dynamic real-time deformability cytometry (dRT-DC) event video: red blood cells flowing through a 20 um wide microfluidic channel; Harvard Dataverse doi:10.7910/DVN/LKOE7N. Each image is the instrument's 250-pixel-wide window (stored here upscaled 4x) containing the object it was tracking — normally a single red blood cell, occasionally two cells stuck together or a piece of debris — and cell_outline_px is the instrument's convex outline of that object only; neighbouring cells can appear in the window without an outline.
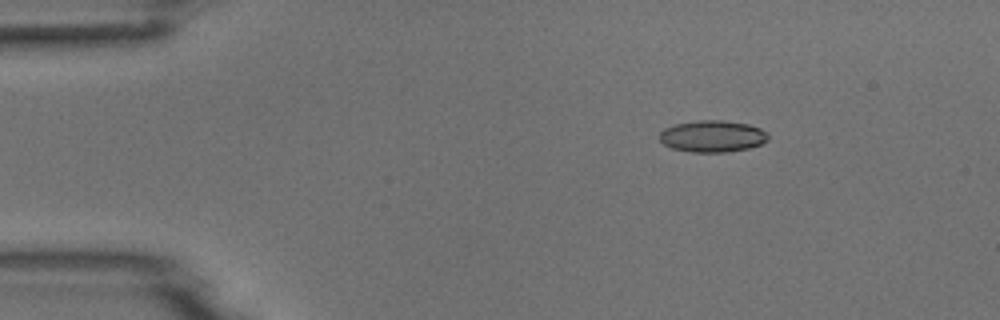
{"species": "common noctule bat (a hibernating species)", "species_latin": "Nyctalus noctula", "temperature_condition": "room temperature", "stored_images_in_passage": 3, "camera_frame_rate_fps": 3000, "um_per_image_px": 0.085, "animal": {"sex": "male", "body_mass_g": 18.8}, "frame": {"image": 1, "passage_image": 1, "time_ms": 0.0, "image_size_px": [1000, 320], "cell_outline_px": [[768, 140], [760, 144], [748, 148], [728, 152], [692, 152], [672, 148], [664, 144], [660, 140], [660, 132], [664, 128], [676, 124], [700, 120], [720, 120], [748, 124], [760, 128], [768, 132]], "centroid_in_image_um": [60.57, 11.58], "position_along_channel_um": 24.4, "area_um2": 20.0}}